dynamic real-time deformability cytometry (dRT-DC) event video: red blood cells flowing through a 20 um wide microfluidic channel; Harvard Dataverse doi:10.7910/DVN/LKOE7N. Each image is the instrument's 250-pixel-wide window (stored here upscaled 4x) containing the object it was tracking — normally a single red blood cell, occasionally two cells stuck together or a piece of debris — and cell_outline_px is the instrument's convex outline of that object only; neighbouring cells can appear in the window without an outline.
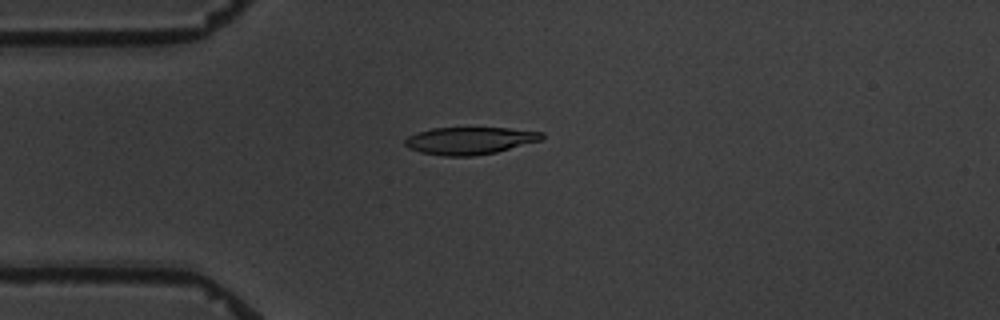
{"species": "common noctule bat (a hibernating species)", "species_latin": "Nyctalus noctula", "temperature_condition": "warm", "stored_images_in_passage": 2, "camera_frame_rate_fps": 3000, "um_per_image_px": 0.085, "animal": {"sex": "male", "body_mass_g": 19.5, "forearm_length_mm": 54.6}, "frame": {"image": 1, "passage_image": 1, "time_ms": 0.0, "image_size_px": [1000, 320], "cell_outline_px": [[544, 136], [540, 140], [496, 152], [472, 156], [444, 156], [420, 152], [408, 148], [404, 144], [404, 140], [408, 136], [432, 128], [508, 128], [544, 132]], "centroid_in_image_um": [39.91, 11.95], "position_along_channel_um": 45.1, "area_um2": 21.62}}
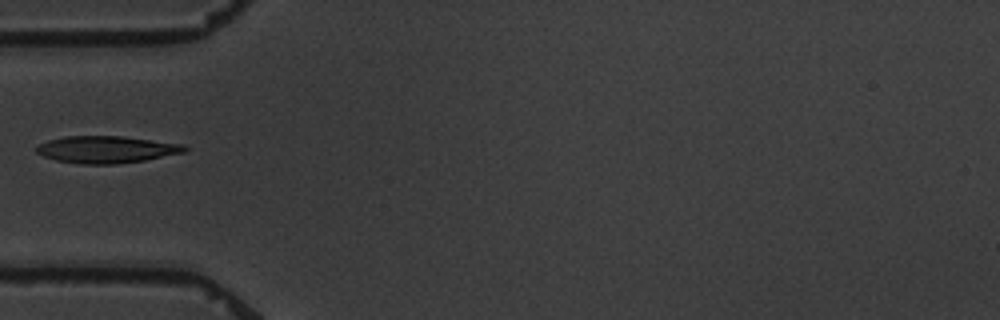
{"frame": {"image": 2, "passage_image": 2, "time_ms": 1.333, "image_size_px": [1000, 320], "cell_outline_px": [[188, 148], [184, 152], [144, 160], [116, 164], [80, 164], [56, 160], [44, 156], [36, 152], [36, 148], [40, 144], [48, 140], [64, 136], [120, 136], [184, 144]], "centroid_in_image_um": [9.03, 12.7], "position_along_channel_um": 76.0, "area_um2": 23.18}}